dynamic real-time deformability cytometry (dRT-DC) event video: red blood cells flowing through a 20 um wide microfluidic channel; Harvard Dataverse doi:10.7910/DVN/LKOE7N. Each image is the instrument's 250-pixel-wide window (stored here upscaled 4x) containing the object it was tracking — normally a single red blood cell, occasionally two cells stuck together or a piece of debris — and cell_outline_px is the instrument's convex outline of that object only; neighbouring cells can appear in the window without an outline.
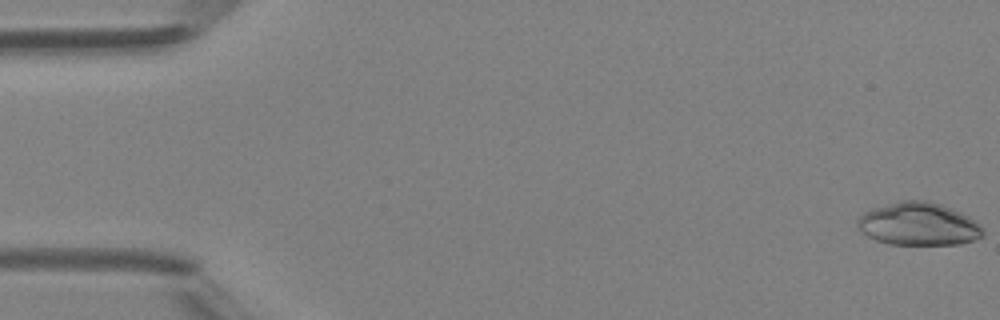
{"species": "Egyptian fruit bat (a non-hibernating species)", "species_latin": "Rousettus aegyptiacus", "temperature_condition": "room temperature", "stored_images_in_passage": 48, "camera_frame_rate_fps": 3000, "um_per_image_px": 0.085, "animal": {"sex": "female"}, "frame": {"image": 1, "passage_image": 1, "time_ms": 0.0, "image_size_px": [1000, 320], "cell_outline_px": [[984, 236], [960, 244], [888, 244], [876, 240], [860, 232], [856, 224], [856, 220], [864, 212], [872, 208], [900, 200], [928, 200], [952, 208], [976, 220], [980, 224], [984, 232]], "centroid_in_image_um": [78.06, 19.03], "position_along_channel_um": 6.9, "area_um2": 31.56}}
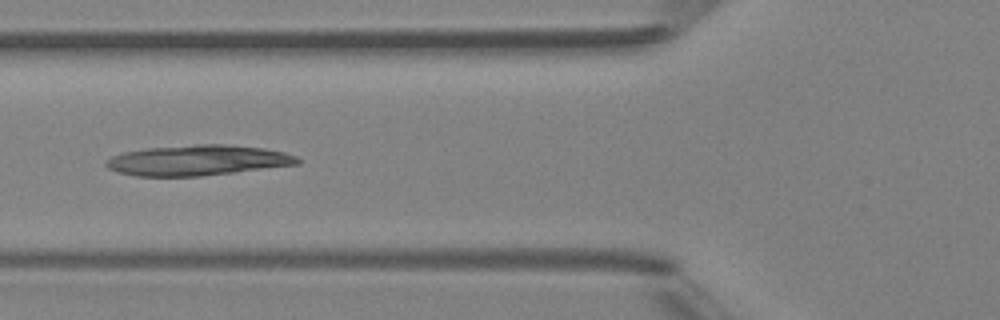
{"frame": {"image": 2, "passage_image": 19, "time_ms": 6.0, "image_size_px": [1000, 320], "cell_outline_px": [[300, 164], [200, 176], [136, 176], [120, 172], [108, 168], [104, 164], [104, 160], [112, 156], [124, 152], [148, 148], [196, 144], [224, 144], [264, 148], [284, 152], [296, 156], [300, 160]], "centroid_in_image_um": [16.79, 13.62], "position_along_channel_um": 109.0, "area_um2": 33.81}}
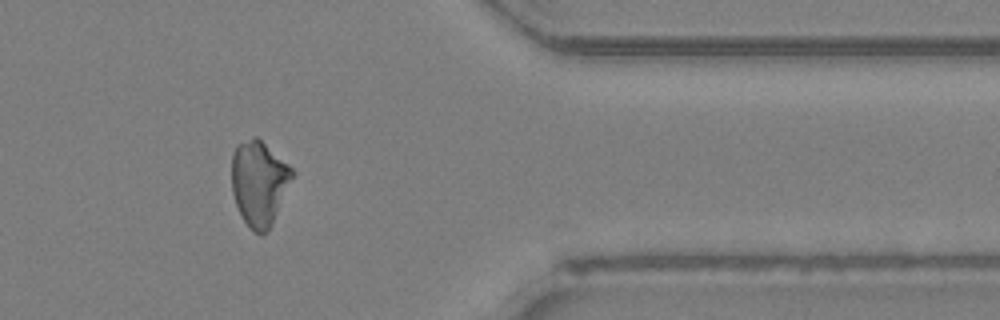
{"frame": {"image": 3, "passage_image": 40, "time_ms": 13.0, "image_size_px": [1000, 320], "cell_outline_px": [[296, 172], [272, 224], [260, 236], [244, 220], [236, 204], [232, 192], [232, 152], [236, 144], [252, 136], [256, 136], [288, 164]], "centroid_in_image_um": [22.02, 15.51], "position_along_channel_um": 389.4, "area_um2": 29.82}}